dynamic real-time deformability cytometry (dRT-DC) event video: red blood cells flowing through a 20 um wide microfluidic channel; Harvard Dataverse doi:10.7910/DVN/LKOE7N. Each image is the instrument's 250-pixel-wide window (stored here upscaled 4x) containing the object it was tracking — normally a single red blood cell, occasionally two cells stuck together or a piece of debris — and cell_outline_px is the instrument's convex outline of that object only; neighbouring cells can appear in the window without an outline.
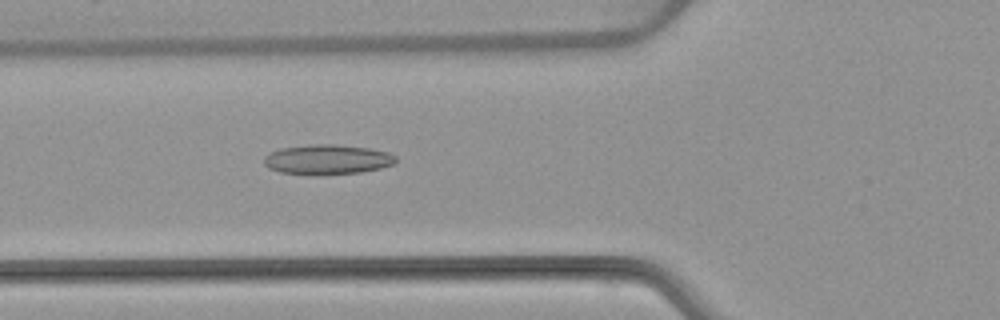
{"species": "common noctule bat (a hibernating species)", "species_latin": "Nyctalus noctula", "temperature_condition": "warm", "stored_images_in_passage": 53, "camera_frame_rate_fps": 3000, "um_per_image_px": 0.085, "animal": {"sex": "female", "body_mass_g": 22.7, "forearm_length_mm": 54.2}, "frame": {"image": 1, "passage_image": 20, "time_ms": 6.333, "image_size_px": [1000, 320], "cell_outline_px": [[396, 160], [392, 164], [380, 168], [364, 172], [316, 176], [280, 172], [268, 168], [264, 164], [264, 156], [268, 152], [280, 148], [308, 144], [332, 144], [368, 148], [388, 152], [396, 156]], "centroid_in_image_um": [27.77, 13.57], "position_along_channel_um": 98.0, "area_um2": 23.35}}
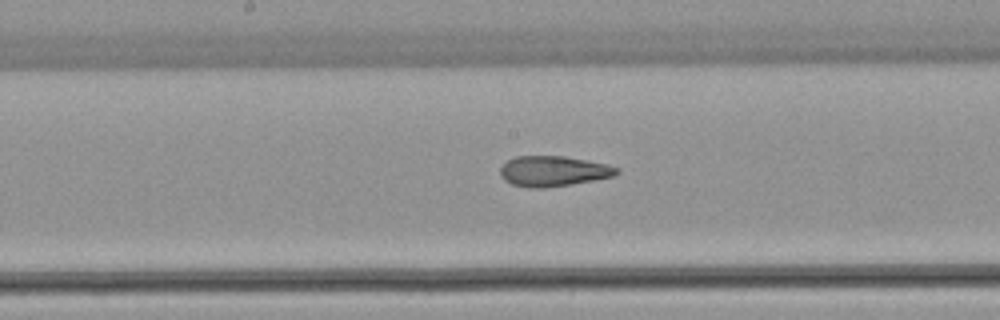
{"frame": {"image": 2, "passage_image": 28, "time_ms": 9.0, "image_size_px": [1000, 320], "cell_outline_px": [[620, 172], [612, 176], [592, 180], [544, 188], [528, 188], [512, 184], [504, 180], [500, 176], [500, 168], [508, 160], [516, 156], [564, 156], [608, 164], [616, 168]], "centroid_in_image_um": [46.98, 14.54], "position_along_channel_um": 201.2, "area_um2": 20.4}}
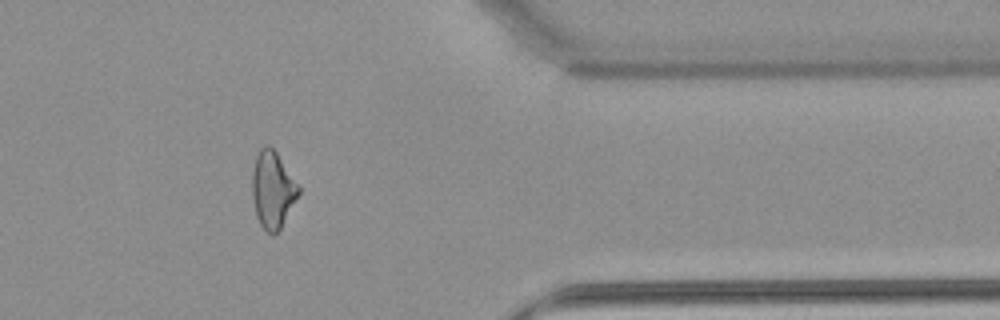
{"frame": {"image": 3, "passage_image": 44, "time_ms": 14.333, "image_size_px": [1000, 320], "cell_outline_px": [[300, 192], [280, 228], [272, 236], [260, 224], [256, 216], [252, 196], [252, 172], [256, 156], [260, 148], [264, 144], [268, 144], [276, 152], [300, 184]], "centroid_in_image_um": [23.17, 16.09], "position_along_channel_um": 388.2, "area_um2": 20.81}, "authors_computed_cell_mechanics": {"area_um2": 21.8484, "velocity_mm_per_s": 3.8513, "shape_relaxation_time_tau1_ms": null, "shape_relaxation_time_tau2_ms": 2.6221, "deformation_change_tau1": null, "deformation_change_tau2": 0.1226}}